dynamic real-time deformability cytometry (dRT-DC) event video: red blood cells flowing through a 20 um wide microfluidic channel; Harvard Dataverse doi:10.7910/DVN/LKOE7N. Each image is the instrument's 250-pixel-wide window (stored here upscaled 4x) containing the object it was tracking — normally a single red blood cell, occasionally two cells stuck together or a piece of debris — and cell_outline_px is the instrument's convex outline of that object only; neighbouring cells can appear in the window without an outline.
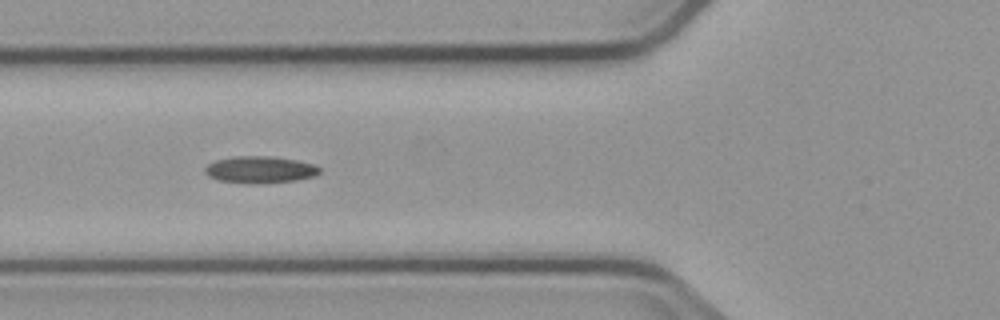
{"species": "common noctule bat (a hibernating species)", "species_latin": "Nyctalus noctula", "temperature_condition": "cold", "stored_images_in_passage": 5, "camera_frame_rate_fps": 3000, "um_per_image_px": 0.085, "animal": {"sex": "male", "body_mass_g": 23.1, "forearm_length_mm": 52.7}, "frame": {"image": 1, "passage_image": 5, "time_ms": 4.667, "image_size_px": [1000, 320], "cell_outline_px": [[320, 172], [316, 176], [296, 180], [216, 180], [208, 176], [204, 172], [204, 168], [208, 164], [216, 160], [236, 156], [272, 156], [296, 160], [316, 164], [320, 168]], "centroid_in_image_um": [22.13, 14.35], "position_along_channel_um": 103.7, "area_um2": 16.94}}